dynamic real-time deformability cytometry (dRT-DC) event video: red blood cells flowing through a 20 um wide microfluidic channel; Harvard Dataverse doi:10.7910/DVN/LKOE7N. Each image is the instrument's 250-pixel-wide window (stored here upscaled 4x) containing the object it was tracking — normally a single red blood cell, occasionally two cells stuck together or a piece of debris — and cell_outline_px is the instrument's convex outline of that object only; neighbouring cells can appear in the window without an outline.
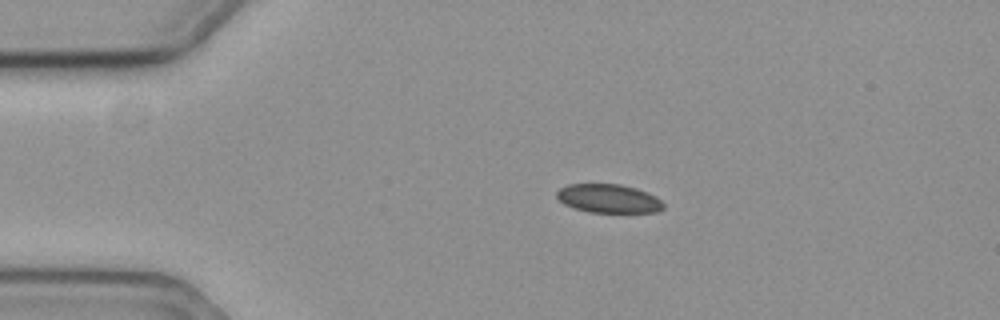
{"species": "common noctule bat (a hibernating species)", "species_latin": "Nyctalus noctula", "temperature_condition": "cold", "stored_images_in_passage": 47, "camera_frame_rate_fps": 3000, "um_per_image_px": 0.085, "animal": {"sex": "female", "body_mass_g": 19.3, "forearm_length_mm": 54.1}, "frame": {"image": 1, "passage_image": 1, "time_ms": 0.0, "image_size_px": [1000, 320], "cell_outline_px": [[664, 208], [656, 212], [588, 212], [564, 204], [556, 196], [556, 192], [560, 188], [568, 184], [620, 184], [636, 188], [648, 192], [656, 196], [664, 204]], "centroid_in_image_um": [51.74, 16.87], "position_along_channel_um": 33.3, "area_um2": 17.8}}
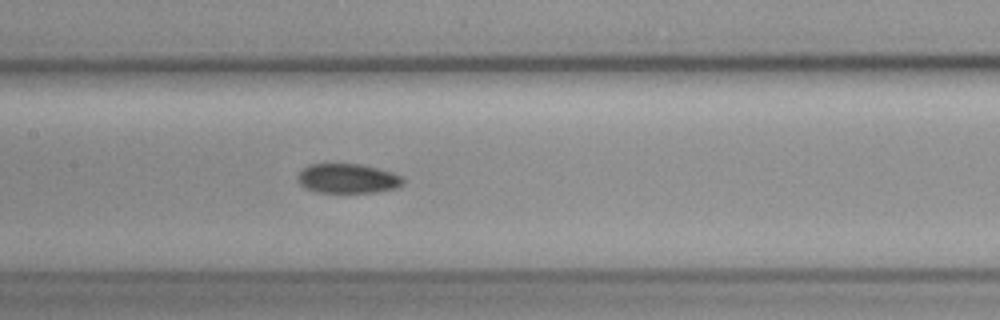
{"frame": {"image": 2, "passage_image": 17, "time_ms": 5.333, "image_size_px": [1000, 320], "cell_outline_px": [[404, 184], [396, 188], [376, 192], [316, 192], [304, 188], [296, 180], [296, 176], [308, 164], [360, 164], [392, 172], [400, 176], [404, 180]], "centroid_in_image_um": [29.52, 15.17], "position_along_channel_um": 177.9, "area_um2": 18.15}}
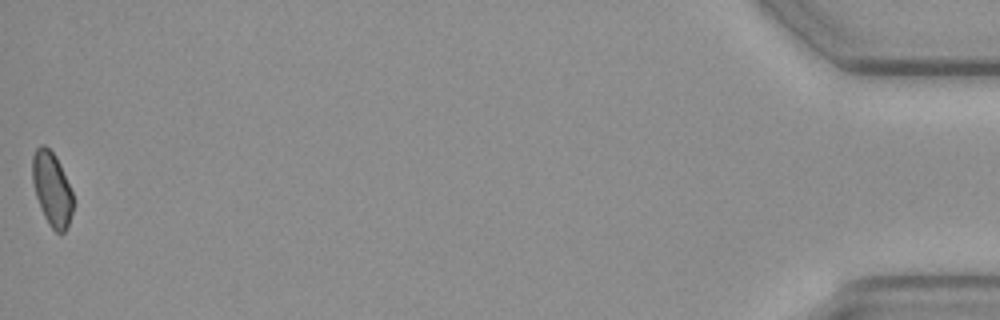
{"frame": {"image": 3, "passage_image": 47, "time_ms": 15.333, "image_size_px": [1000, 320], "cell_outline_px": [[72, 212], [68, 224], [64, 232], [60, 236], [48, 224], [44, 216], [36, 196], [32, 180], [32, 156], [36, 148], [40, 144], [44, 144], [56, 156], [60, 164], [72, 192]], "centroid_in_image_um": [4.39, 16.06], "position_along_channel_um": 430.8, "area_um2": 17.46}}